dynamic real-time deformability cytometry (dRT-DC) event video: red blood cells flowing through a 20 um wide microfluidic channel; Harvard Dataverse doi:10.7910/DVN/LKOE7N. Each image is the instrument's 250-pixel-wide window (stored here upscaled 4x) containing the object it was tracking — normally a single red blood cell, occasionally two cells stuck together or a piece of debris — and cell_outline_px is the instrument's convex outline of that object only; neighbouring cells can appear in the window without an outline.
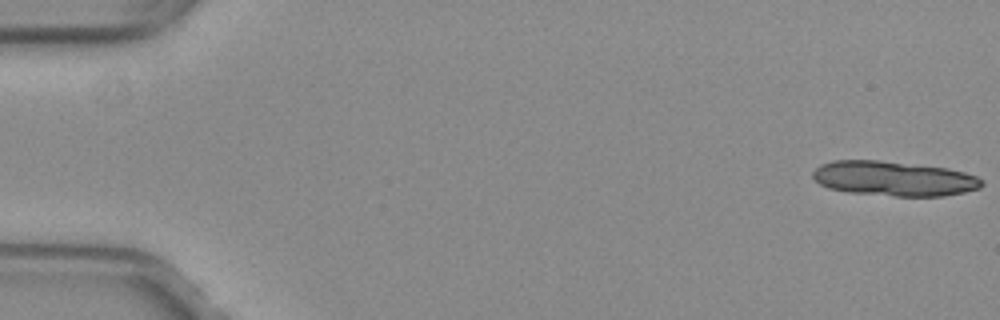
{"species": "common noctule bat (a hibernating species)", "species_latin": "Nyctalus noctula", "temperature_condition": "warm", "stored_images_in_passage": 10, "camera_frame_rate_fps": 3000, "um_per_image_px": 0.085, "animal": {"sex": "female", "body_mass_g": 29.2, "forearm_length_mm": 56.3}, "frame": {"image": 1, "passage_image": 1, "time_ms": 0.0, "image_size_px": [1000, 320], "cell_outline_px": [[984, 184], [980, 188], [964, 192], [944, 196], [896, 196], [848, 192], [828, 188], [820, 184], [812, 176], [812, 172], [820, 164], [832, 160], [876, 160], [948, 168], [964, 172], [976, 176], [984, 180]], "centroid_in_image_um": [75.98, 15.18], "position_along_channel_um": 9.0, "area_um2": 34.28}}